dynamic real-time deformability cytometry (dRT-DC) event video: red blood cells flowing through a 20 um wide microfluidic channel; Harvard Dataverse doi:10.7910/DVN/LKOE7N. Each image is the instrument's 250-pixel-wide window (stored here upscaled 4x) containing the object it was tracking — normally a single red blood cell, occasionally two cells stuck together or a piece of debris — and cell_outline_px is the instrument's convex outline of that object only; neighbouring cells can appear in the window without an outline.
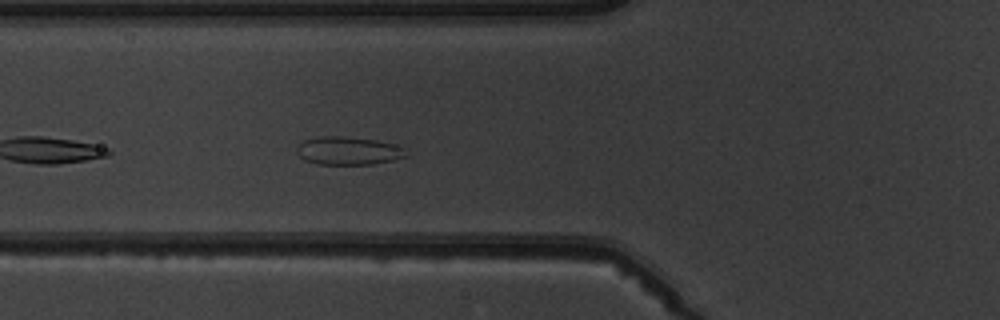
{"species": "common noctule bat (a hibernating species)", "species_latin": "Nyctalus noctula", "temperature_condition": "warm", "stored_images_in_passage": 6, "camera_frame_rate_fps": 3000, "um_per_image_px": 0.085, "animal": {"sex": "male", "body_mass_g": 19.5, "forearm_length_mm": 54.6}, "frame": {"image": 1, "passage_image": 6, "time_ms": 6.667, "image_size_px": [1000, 320], "cell_outline_px": [[408, 156], [392, 160], [372, 164], [316, 164], [304, 160], [296, 152], [296, 148], [304, 140], [320, 136], [340, 136], [376, 140], [404, 148]], "centroid_in_image_um": [29.57, 12.82], "position_along_channel_um": 96.2, "area_um2": 17.74}}